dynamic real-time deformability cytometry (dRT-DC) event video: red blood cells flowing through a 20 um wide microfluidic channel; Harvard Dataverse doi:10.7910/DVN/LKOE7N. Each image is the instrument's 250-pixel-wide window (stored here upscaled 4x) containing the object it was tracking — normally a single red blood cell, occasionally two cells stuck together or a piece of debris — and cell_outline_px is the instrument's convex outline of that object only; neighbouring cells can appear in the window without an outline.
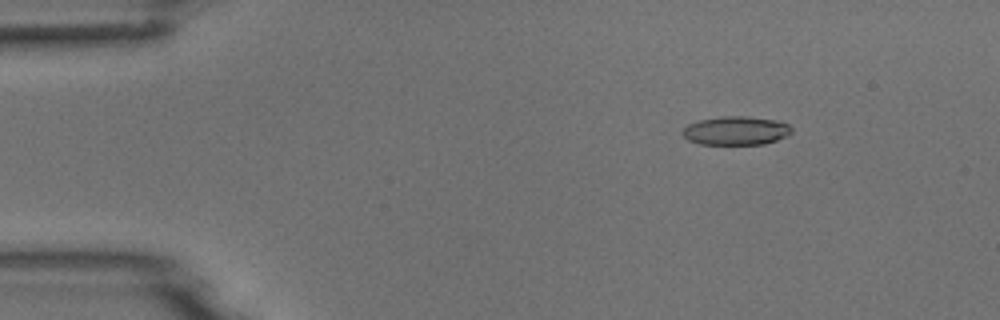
{"species": "common noctule bat (a hibernating species)", "species_latin": "Nyctalus noctula", "temperature_condition": "room temperature", "stored_images_in_passage": 54, "camera_frame_rate_fps": 3000, "um_per_image_px": 0.085, "animal": {"sex": "male", "body_mass_g": 18.8}, "frame": {"image": 1, "passage_image": 8, "time_ms": 2.333, "image_size_px": [1000, 320], "cell_outline_px": [[792, 132], [788, 136], [764, 144], [700, 144], [688, 140], [680, 132], [688, 124], [700, 120], [720, 116], [744, 116], [780, 120], [788, 124], [792, 128]], "centroid_in_image_um": [62.58, 11.1], "position_along_channel_um": 22.4, "area_um2": 18.38}}
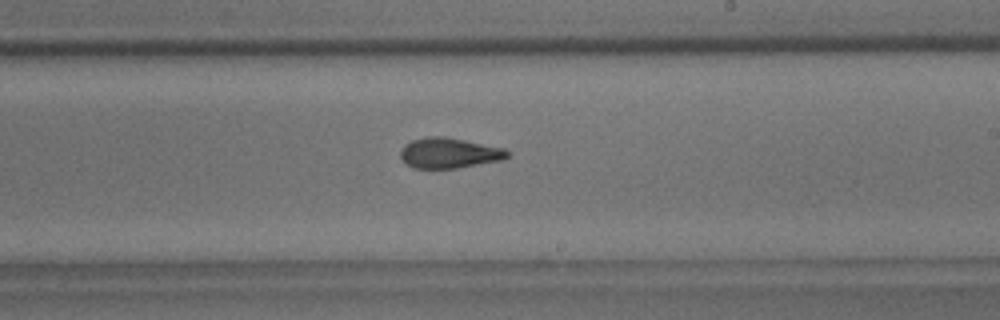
{"frame": {"image": 2, "passage_image": 32, "time_ms": 10.333, "image_size_px": [1000, 320], "cell_outline_px": [[512, 152], [504, 160], [456, 168], [412, 168], [400, 156], [400, 152], [404, 144], [412, 140], [428, 136], [444, 136], [504, 148]], "centroid_in_image_um": [38.2, 13.0], "position_along_channel_um": 250.8, "area_um2": 18.96}}
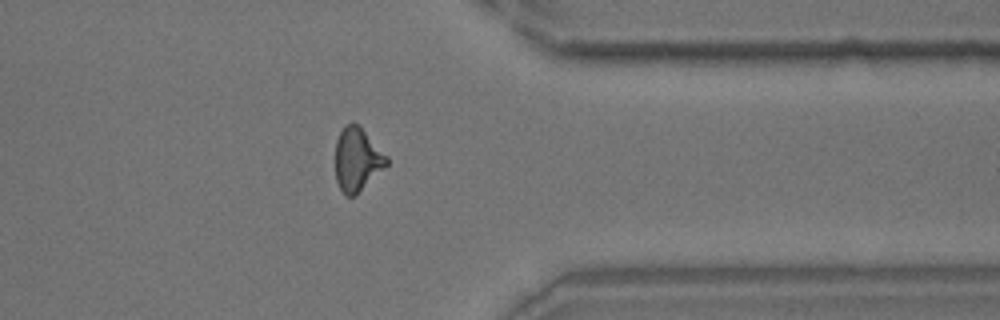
{"frame": {"image": 3, "passage_image": 43, "time_ms": 14.0, "image_size_px": [1000, 320], "cell_outline_px": [[388, 164], [356, 196], [344, 196], [336, 180], [336, 140], [344, 124], [352, 120], [388, 156]], "centroid_in_image_um": [30.35, 13.57], "position_along_channel_um": 381.1, "area_um2": 18.9}}